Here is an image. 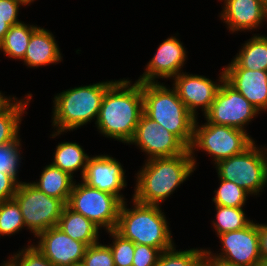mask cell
Masks as SVG:
<instances>
[{
  "label": "cell",
  "mask_w": 267,
  "mask_h": 266,
  "mask_svg": "<svg viewBox=\"0 0 267 266\" xmlns=\"http://www.w3.org/2000/svg\"><path fill=\"white\" fill-rule=\"evenodd\" d=\"M142 113V83L119 79L106 90L95 125L103 136L128 144Z\"/></svg>",
  "instance_id": "cell-1"
},
{
  "label": "cell",
  "mask_w": 267,
  "mask_h": 266,
  "mask_svg": "<svg viewBox=\"0 0 267 266\" xmlns=\"http://www.w3.org/2000/svg\"><path fill=\"white\" fill-rule=\"evenodd\" d=\"M188 149L181 155L145 160L136 175L133 199L142 204L159 205L195 171Z\"/></svg>",
  "instance_id": "cell-2"
},
{
  "label": "cell",
  "mask_w": 267,
  "mask_h": 266,
  "mask_svg": "<svg viewBox=\"0 0 267 266\" xmlns=\"http://www.w3.org/2000/svg\"><path fill=\"white\" fill-rule=\"evenodd\" d=\"M115 81L93 83L57 93L53 100L51 124L56 131L50 135L51 138L77 130L92 120L96 123L103 96Z\"/></svg>",
  "instance_id": "cell-3"
},
{
  "label": "cell",
  "mask_w": 267,
  "mask_h": 266,
  "mask_svg": "<svg viewBox=\"0 0 267 266\" xmlns=\"http://www.w3.org/2000/svg\"><path fill=\"white\" fill-rule=\"evenodd\" d=\"M131 200V208L127 207L126 201L122 203L115 231L134 244L149 245L161 251L175 246L161 207Z\"/></svg>",
  "instance_id": "cell-4"
},
{
  "label": "cell",
  "mask_w": 267,
  "mask_h": 266,
  "mask_svg": "<svg viewBox=\"0 0 267 266\" xmlns=\"http://www.w3.org/2000/svg\"><path fill=\"white\" fill-rule=\"evenodd\" d=\"M142 95L143 112L190 148L196 118L180 100L176 90L160 82L142 83Z\"/></svg>",
  "instance_id": "cell-5"
},
{
  "label": "cell",
  "mask_w": 267,
  "mask_h": 266,
  "mask_svg": "<svg viewBox=\"0 0 267 266\" xmlns=\"http://www.w3.org/2000/svg\"><path fill=\"white\" fill-rule=\"evenodd\" d=\"M260 147L254 141L243 152L216 163L218 178L235 182L250 195L262 193L267 187V148Z\"/></svg>",
  "instance_id": "cell-6"
},
{
  "label": "cell",
  "mask_w": 267,
  "mask_h": 266,
  "mask_svg": "<svg viewBox=\"0 0 267 266\" xmlns=\"http://www.w3.org/2000/svg\"><path fill=\"white\" fill-rule=\"evenodd\" d=\"M198 118L194 125V137L189 148L195 168L197 167L194 152L197 150L212 156L214 165L219 161L243 152L254 139L247 131L225 125H217L208 121L198 125Z\"/></svg>",
  "instance_id": "cell-7"
},
{
  "label": "cell",
  "mask_w": 267,
  "mask_h": 266,
  "mask_svg": "<svg viewBox=\"0 0 267 266\" xmlns=\"http://www.w3.org/2000/svg\"><path fill=\"white\" fill-rule=\"evenodd\" d=\"M122 201L115 195L90 187L88 184L74 183L67 206L82 214L100 229L115 230Z\"/></svg>",
  "instance_id": "cell-8"
},
{
  "label": "cell",
  "mask_w": 267,
  "mask_h": 266,
  "mask_svg": "<svg viewBox=\"0 0 267 266\" xmlns=\"http://www.w3.org/2000/svg\"><path fill=\"white\" fill-rule=\"evenodd\" d=\"M14 199L20 206L27 230L37 237L41 232L55 227L66 204L39 191L30 182H20Z\"/></svg>",
  "instance_id": "cell-9"
},
{
  "label": "cell",
  "mask_w": 267,
  "mask_h": 266,
  "mask_svg": "<svg viewBox=\"0 0 267 266\" xmlns=\"http://www.w3.org/2000/svg\"><path fill=\"white\" fill-rule=\"evenodd\" d=\"M260 112L242 94L222 81L214 101L204 114L205 120L217 125H225L243 131Z\"/></svg>",
  "instance_id": "cell-10"
},
{
  "label": "cell",
  "mask_w": 267,
  "mask_h": 266,
  "mask_svg": "<svg viewBox=\"0 0 267 266\" xmlns=\"http://www.w3.org/2000/svg\"><path fill=\"white\" fill-rule=\"evenodd\" d=\"M146 153L147 159L172 157L185 153L189 148L161 124L142 113L133 138L128 143Z\"/></svg>",
  "instance_id": "cell-11"
},
{
  "label": "cell",
  "mask_w": 267,
  "mask_h": 266,
  "mask_svg": "<svg viewBox=\"0 0 267 266\" xmlns=\"http://www.w3.org/2000/svg\"><path fill=\"white\" fill-rule=\"evenodd\" d=\"M221 252L206 251L214 258L237 266H259L262 261L259 251L258 223L251 222L241 230L229 231L218 235Z\"/></svg>",
  "instance_id": "cell-12"
},
{
  "label": "cell",
  "mask_w": 267,
  "mask_h": 266,
  "mask_svg": "<svg viewBox=\"0 0 267 266\" xmlns=\"http://www.w3.org/2000/svg\"><path fill=\"white\" fill-rule=\"evenodd\" d=\"M218 82L212 81L206 76L193 75L183 71L173 78V88L178 97L185 104L188 111L197 119L198 111L205 114L215 99L216 93L224 80V70L221 69Z\"/></svg>",
  "instance_id": "cell-13"
},
{
  "label": "cell",
  "mask_w": 267,
  "mask_h": 266,
  "mask_svg": "<svg viewBox=\"0 0 267 266\" xmlns=\"http://www.w3.org/2000/svg\"><path fill=\"white\" fill-rule=\"evenodd\" d=\"M183 43L175 36L159 44L142 75L136 80L141 83H157V79H173L186 64L187 52Z\"/></svg>",
  "instance_id": "cell-14"
},
{
  "label": "cell",
  "mask_w": 267,
  "mask_h": 266,
  "mask_svg": "<svg viewBox=\"0 0 267 266\" xmlns=\"http://www.w3.org/2000/svg\"><path fill=\"white\" fill-rule=\"evenodd\" d=\"M39 251L54 266H78L82 263L87 246L66 235L59 227H51L38 236Z\"/></svg>",
  "instance_id": "cell-15"
},
{
  "label": "cell",
  "mask_w": 267,
  "mask_h": 266,
  "mask_svg": "<svg viewBox=\"0 0 267 266\" xmlns=\"http://www.w3.org/2000/svg\"><path fill=\"white\" fill-rule=\"evenodd\" d=\"M125 177L121 163L104 154L89 157L82 181L90 187L111 193L124 202L126 199L121 190L127 186Z\"/></svg>",
  "instance_id": "cell-16"
},
{
  "label": "cell",
  "mask_w": 267,
  "mask_h": 266,
  "mask_svg": "<svg viewBox=\"0 0 267 266\" xmlns=\"http://www.w3.org/2000/svg\"><path fill=\"white\" fill-rule=\"evenodd\" d=\"M220 1H224V5L219 17L231 33L254 31L260 29L264 21L267 22V0Z\"/></svg>",
  "instance_id": "cell-17"
},
{
  "label": "cell",
  "mask_w": 267,
  "mask_h": 266,
  "mask_svg": "<svg viewBox=\"0 0 267 266\" xmlns=\"http://www.w3.org/2000/svg\"><path fill=\"white\" fill-rule=\"evenodd\" d=\"M224 80L257 110L267 111V71L223 69Z\"/></svg>",
  "instance_id": "cell-18"
},
{
  "label": "cell",
  "mask_w": 267,
  "mask_h": 266,
  "mask_svg": "<svg viewBox=\"0 0 267 266\" xmlns=\"http://www.w3.org/2000/svg\"><path fill=\"white\" fill-rule=\"evenodd\" d=\"M62 53L53 33L37 27L31 35L24 58L21 60L30 68L58 64L62 61Z\"/></svg>",
  "instance_id": "cell-19"
},
{
  "label": "cell",
  "mask_w": 267,
  "mask_h": 266,
  "mask_svg": "<svg viewBox=\"0 0 267 266\" xmlns=\"http://www.w3.org/2000/svg\"><path fill=\"white\" fill-rule=\"evenodd\" d=\"M239 53L223 69H249L267 71V35L252 34Z\"/></svg>",
  "instance_id": "cell-20"
},
{
  "label": "cell",
  "mask_w": 267,
  "mask_h": 266,
  "mask_svg": "<svg viewBox=\"0 0 267 266\" xmlns=\"http://www.w3.org/2000/svg\"><path fill=\"white\" fill-rule=\"evenodd\" d=\"M57 227L72 239L80 241L86 246L99 242V230L101 229L82 214L71 210L67 205L63 209Z\"/></svg>",
  "instance_id": "cell-21"
},
{
  "label": "cell",
  "mask_w": 267,
  "mask_h": 266,
  "mask_svg": "<svg viewBox=\"0 0 267 266\" xmlns=\"http://www.w3.org/2000/svg\"><path fill=\"white\" fill-rule=\"evenodd\" d=\"M52 164L46 165L39 181L30 182L39 191L46 195L62 200L66 205L73 189L75 179ZM74 180V181H73Z\"/></svg>",
  "instance_id": "cell-22"
},
{
  "label": "cell",
  "mask_w": 267,
  "mask_h": 266,
  "mask_svg": "<svg viewBox=\"0 0 267 266\" xmlns=\"http://www.w3.org/2000/svg\"><path fill=\"white\" fill-rule=\"evenodd\" d=\"M32 94H27L22 99H15L0 111V146L17 141L20 138V125L27 109Z\"/></svg>",
  "instance_id": "cell-23"
},
{
  "label": "cell",
  "mask_w": 267,
  "mask_h": 266,
  "mask_svg": "<svg viewBox=\"0 0 267 266\" xmlns=\"http://www.w3.org/2000/svg\"><path fill=\"white\" fill-rule=\"evenodd\" d=\"M89 155L85 153L82 146L76 142L58 143L53 156V166L67 172L72 177L73 174L80 170L81 178L84 176Z\"/></svg>",
  "instance_id": "cell-24"
},
{
  "label": "cell",
  "mask_w": 267,
  "mask_h": 266,
  "mask_svg": "<svg viewBox=\"0 0 267 266\" xmlns=\"http://www.w3.org/2000/svg\"><path fill=\"white\" fill-rule=\"evenodd\" d=\"M37 27V25H29L24 22L10 26L9 31L0 43V51H2L7 58L22 60L26 53L32 32Z\"/></svg>",
  "instance_id": "cell-25"
},
{
  "label": "cell",
  "mask_w": 267,
  "mask_h": 266,
  "mask_svg": "<svg viewBox=\"0 0 267 266\" xmlns=\"http://www.w3.org/2000/svg\"><path fill=\"white\" fill-rule=\"evenodd\" d=\"M215 209L216 218L212 221V226L217 236L225 232L241 230L253 221L246 217L243 207L215 205Z\"/></svg>",
  "instance_id": "cell-26"
},
{
  "label": "cell",
  "mask_w": 267,
  "mask_h": 266,
  "mask_svg": "<svg viewBox=\"0 0 267 266\" xmlns=\"http://www.w3.org/2000/svg\"><path fill=\"white\" fill-rule=\"evenodd\" d=\"M26 228L20 206L13 198L0 202V237L11 236Z\"/></svg>",
  "instance_id": "cell-27"
},
{
  "label": "cell",
  "mask_w": 267,
  "mask_h": 266,
  "mask_svg": "<svg viewBox=\"0 0 267 266\" xmlns=\"http://www.w3.org/2000/svg\"><path fill=\"white\" fill-rule=\"evenodd\" d=\"M220 185L214 191L215 195L212 201L215 205L226 207H243L248 200L250 194L235 182L223 180L219 178Z\"/></svg>",
  "instance_id": "cell-28"
},
{
  "label": "cell",
  "mask_w": 267,
  "mask_h": 266,
  "mask_svg": "<svg viewBox=\"0 0 267 266\" xmlns=\"http://www.w3.org/2000/svg\"><path fill=\"white\" fill-rule=\"evenodd\" d=\"M205 249L191 248L182 251L176 247L162 251L156 266H196L204 257Z\"/></svg>",
  "instance_id": "cell-29"
},
{
  "label": "cell",
  "mask_w": 267,
  "mask_h": 266,
  "mask_svg": "<svg viewBox=\"0 0 267 266\" xmlns=\"http://www.w3.org/2000/svg\"><path fill=\"white\" fill-rule=\"evenodd\" d=\"M21 138L17 141L0 146V172L12 175L19 183L18 169L21 163Z\"/></svg>",
  "instance_id": "cell-30"
},
{
  "label": "cell",
  "mask_w": 267,
  "mask_h": 266,
  "mask_svg": "<svg viewBox=\"0 0 267 266\" xmlns=\"http://www.w3.org/2000/svg\"><path fill=\"white\" fill-rule=\"evenodd\" d=\"M113 238L109 245L115 266H132L135 244L123 238L115 230L106 231Z\"/></svg>",
  "instance_id": "cell-31"
},
{
  "label": "cell",
  "mask_w": 267,
  "mask_h": 266,
  "mask_svg": "<svg viewBox=\"0 0 267 266\" xmlns=\"http://www.w3.org/2000/svg\"><path fill=\"white\" fill-rule=\"evenodd\" d=\"M81 264L83 266H115L109 245L100 242L87 246Z\"/></svg>",
  "instance_id": "cell-32"
},
{
  "label": "cell",
  "mask_w": 267,
  "mask_h": 266,
  "mask_svg": "<svg viewBox=\"0 0 267 266\" xmlns=\"http://www.w3.org/2000/svg\"><path fill=\"white\" fill-rule=\"evenodd\" d=\"M28 242L27 247H23L12 255L20 266H54L34 245Z\"/></svg>",
  "instance_id": "cell-33"
},
{
  "label": "cell",
  "mask_w": 267,
  "mask_h": 266,
  "mask_svg": "<svg viewBox=\"0 0 267 266\" xmlns=\"http://www.w3.org/2000/svg\"><path fill=\"white\" fill-rule=\"evenodd\" d=\"M161 253L158 248L135 244L132 266H156Z\"/></svg>",
  "instance_id": "cell-34"
},
{
  "label": "cell",
  "mask_w": 267,
  "mask_h": 266,
  "mask_svg": "<svg viewBox=\"0 0 267 266\" xmlns=\"http://www.w3.org/2000/svg\"><path fill=\"white\" fill-rule=\"evenodd\" d=\"M19 182L12 176L0 172V202L14 198Z\"/></svg>",
  "instance_id": "cell-35"
},
{
  "label": "cell",
  "mask_w": 267,
  "mask_h": 266,
  "mask_svg": "<svg viewBox=\"0 0 267 266\" xmlns=\"http://www.w3.org/2000/svg\"><path fill=\"white\" fill-rule=\"evenodd\" d=\"M20 5L16 0H0V19H18Z\"/></svg>",
  "instance_id": "cell-36"
},
{
  "label": "cell",
  "mask_w": 267,
  "mask_h": 266,
  "mask_svg": "<svg viewBox=\"0 0 267 266\" xmlns=\"http://www.w3.org/2000/svg\"><path fill=\"white\" fill-rule=\"evenodd\" d=\"M259 251L262 260L267 259V224L258 223Z\"/></svg>",
  "instance_id": "cell-37"
},
{
  "label": "cell",
  "mask_w": 267,
  "mask_h": 266,
  "mask_svg": "<svg viewBox=\"0 0 267 266\" xmlns=\"http://www.w3.org/2000/svg\"><path fill=\"white\" fill-rule=\"evenodd\" d=\"M19 19H0V43L3 41L6 33L9 31L10 26L20 23Z\"/></svg>",
  "instance_id": "cell-38"
},
{
  "label": "cell",
  "mask_w": 267,
  "mask_h": 266,
  "mask_svg": "<svg viewBox=\"0 0 267 266\" xmlns=\"http://www.w3.org/2000/svg\"><path fill=\"white\" fill-rule=\"evenodd\" d=\"M211 266H237L235 264H231L225 262L219 258L212 257L206 250L203 257Z\"/></svg>",
  "instance_id": "cell-39"
},
{
  "label": "cell",
  "mask_w": 267,
  "mask_h": 266,
  "mask_svg": "<svg viewBox=\"0 0 267 266\" xmlns=\"http://www.w3.org/2000/svg\"><path fill=\"white\" fill-rule=\"evenodd\" d=\"M15 99V96L7 97L3 95V93L0 91V111L3 110L6 106H8L13 100Z\"/></svg>",
  "instance_id": "cell-40"
},
{
  "label": "cell",
  "mask_w": 267,
  "mask_h": 266,
  "mask_svg": "<svg viewBox=\"0 0 267 266\" xmlns=\"http://www.w3.org/2000/svg\"><path fill=\"white\" fill-rule=\"evenodd\" d=\"M9 258L4 263H1L0 266H20L19 262L13 256Z\"/></svg>",
  "instance_id": "cell-41"
},
{
  "label": "cell",
  "mask_w": 267,
  "mask_h": 266,
  "mask_svg": "<svg viewBox=\"0 0 267 266\" xmlns=\"http://www.w3.org/2000/svg\"><path fill=\"white\" fill-rule=\"evenodd\" d=\"M16 1H18L21 4V6H27V5L29 6L35 0H16Z\"/></svg>",
  "instance_id": "cell-42"
},
{
  "label": "cell",
  "mask_w": 267,
  "mask_h": 266,
  "mask_svg": "<svg viewBox=\"0 0 267 266\" xmlns=\"http://www.w3.org/2000/svg\"><path fill=\"white\" fill-rule=\"evenodd\" d=\"M196 266H211L204 258H202Z\"/></svg>",
  "instance_id": "cell-43"
},
{
  "label": "cell",
  "mask_w": 267,
  "mask_h": 266,
  "mask_svg": "<svg viewBox=\"0 0 267 266\" xmlns=\"http://www.w3.org/2000/svg\"><path fill=\"white\" fill-rule=\"evenodd\" d=\"M259 266H267V259L262 260L261 263L259 264Z\"/></svg>",
  "instance_id": "cell-44"
}]
</instances>
